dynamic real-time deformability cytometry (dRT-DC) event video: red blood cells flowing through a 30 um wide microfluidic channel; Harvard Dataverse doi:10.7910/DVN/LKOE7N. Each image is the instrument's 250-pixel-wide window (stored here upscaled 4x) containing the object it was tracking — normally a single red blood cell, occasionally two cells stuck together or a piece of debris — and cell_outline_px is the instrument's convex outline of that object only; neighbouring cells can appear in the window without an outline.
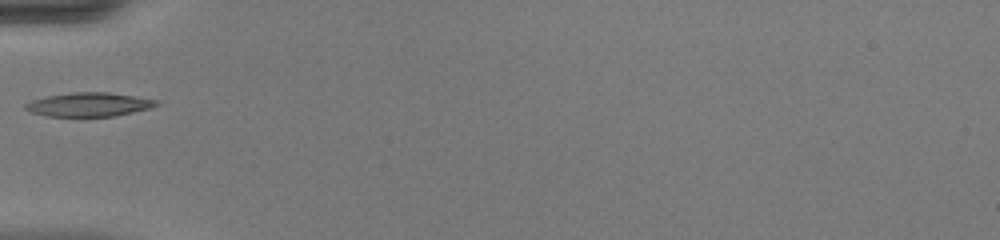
{"species": "common noctule bat (a hibernating species)", "species_latin": "Nyctalus noctula", "temperature_condition": "warm", "stored_images_in_passage": 33, "camera_frame_rate_fps": 3000, "um_per_image_px": 0.085, "animal": {"sex": "female", "body_mass_g": 20.0, "forearm_length_mm": 54.0}, "frame": {"image": 1, "passage_image": 1, "time_ms": 0.0, "image_size_px": [1000, 240], "cell_outline_px": [[160, 104], [148, 108], [116, 116], [48, 116], [28, 112], [24, 108], [24, 104], [32, 100], [48, 96], [72, 92], [108, 92], [160, 100]], "centroid_in_image_um": [7.55, 8.88], "position_along_channel_um": 77.4, "area_um2": 18.21}}
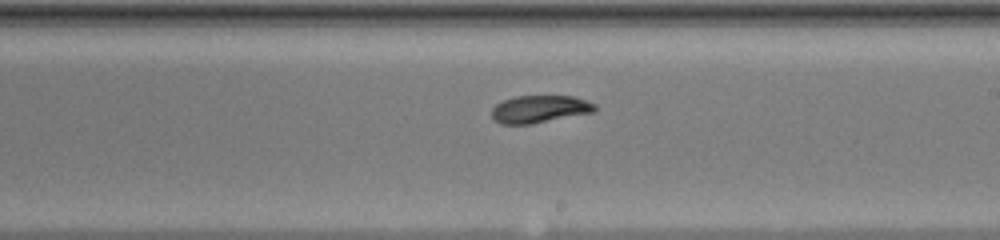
{"frame": {"image": 2, "passage_image": 13, "time_ms": 4.0, "image_size_px": [1000, 240], "cell_outline_px": [[596, 112], [532, 124], [500, 124], [492, 116], [492, 108], [496, 104], [504, 100], [516, 96], [572, 96], [596, 104]], "centroid_in_image_um": [45.89, 9.28], "position_along_channel_um": 243.1, "area_um2": 16.53}}
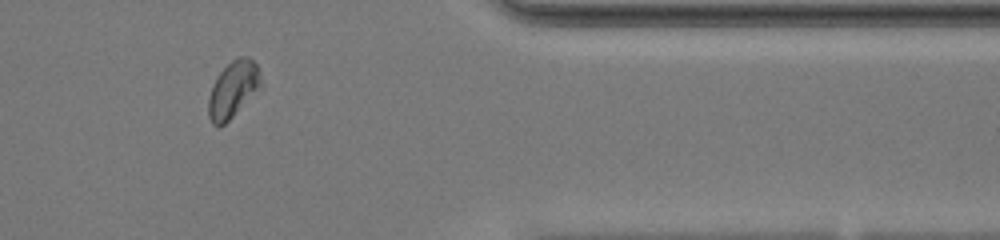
{"frame": {"image": 3, "passage_image": 25, "time_ms": 8.0, "image_size_px": [1000, 240], "cell_outline_px": [[264, 88], [220, 128], [216, 128], [212, 124], [208, 116], [208, 100], [212, 84], [220, 72], [232, 60], [240, 56], [248, 56], [256, 64], [264, 84]], "centroid_in_image_um": [19.85, 7.64], "position_along_channel_um": 391.5, "area_um2": 17.92}}